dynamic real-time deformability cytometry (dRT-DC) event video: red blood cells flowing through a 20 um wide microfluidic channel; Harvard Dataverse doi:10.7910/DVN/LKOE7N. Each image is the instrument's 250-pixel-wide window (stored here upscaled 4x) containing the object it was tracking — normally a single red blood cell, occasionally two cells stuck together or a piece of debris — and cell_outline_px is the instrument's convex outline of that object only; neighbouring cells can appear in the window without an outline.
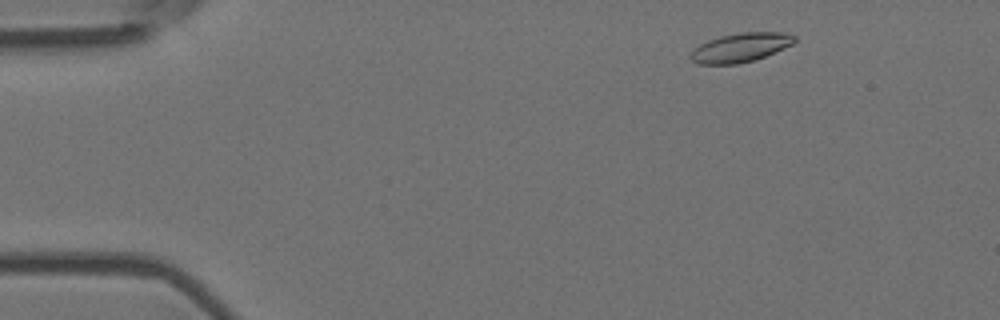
{"species": "Egyptian fruit bat (a non-hibernating species)", "species_latin": "Rousettus aegyptiacus", "temperature_condition": "room temperature", "stored_images_in_passage": 9, "camera_frame_rate_fps": 3000, "um_per_image_px": 0.085, "animal": {"sex": "female"}, "frame": {"image": 1, "passage_image": 1, "time_ms": 0.0, "image_size_px": [1000, 320], "cell_outline_px": [[796, 40], [792, 44], [764, 56], [752, 60], [736, 64], [700, 64], [692, 60], [688, 56], [700, 44], [708, 40], [720, 36], [740, 32], [788, 32], [796, 36]], "centroid_in_image_um": [62.95, 4.02], "position_along_channel_um": 22.0, "area_um2": 17.4}}
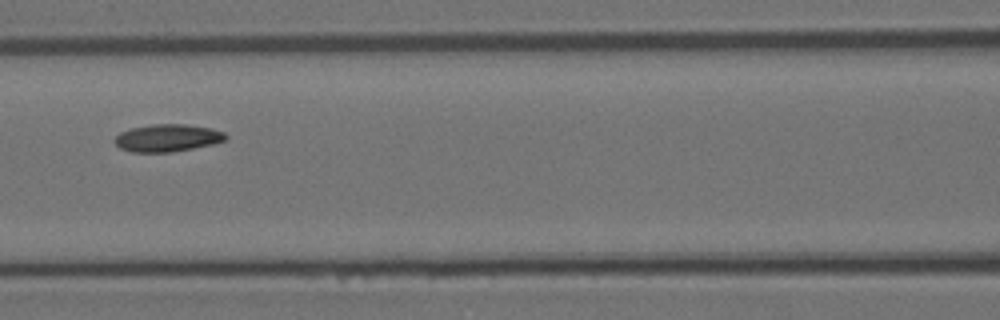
{"frame": {"image": 2, "passage_image": 6, "time_ms": 1.667, "image_size_px": [1000, 320], "cell_outline_px": [[228, 136], [224, 140], [212, 144], [172, 152], [132, 152], [120, 148], [112, 140], [120, 132], [132, 128], [152, 124], [184, 124], [212, 128], [224, 132]], "centroid_in_image_um": [14.21, 11.72], "position_along_channel_um": 152.4, "area_um2": 17.69}}
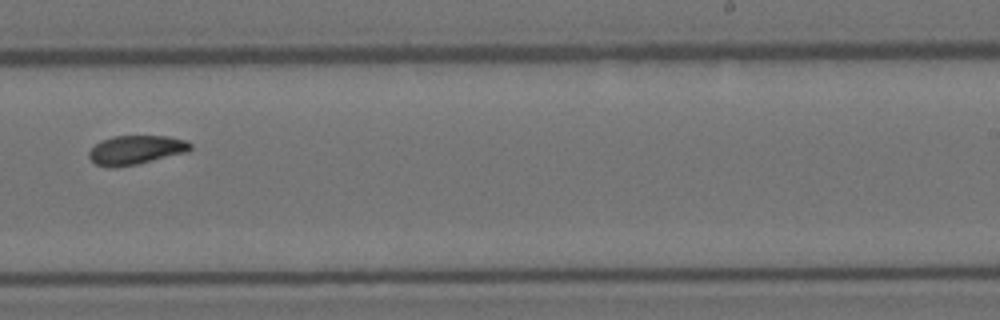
{"frame": {"image": 3, "passage_image": 9, "time_ms": 2.667, "image_size_px": [1000, 320], "cell_outline_px": [[192, 148], [188, 152], [136, 164], [112, 168], [108, 168], [96, 164], [88, 156], [88, 152], [100, 140], [112, 136], [168, 136], [188, 140], [192, 144]], "centroid_in_image_um": [11.56, 12.73], "position_along_channel_um": 277.4, "area_um2": 17.28}}